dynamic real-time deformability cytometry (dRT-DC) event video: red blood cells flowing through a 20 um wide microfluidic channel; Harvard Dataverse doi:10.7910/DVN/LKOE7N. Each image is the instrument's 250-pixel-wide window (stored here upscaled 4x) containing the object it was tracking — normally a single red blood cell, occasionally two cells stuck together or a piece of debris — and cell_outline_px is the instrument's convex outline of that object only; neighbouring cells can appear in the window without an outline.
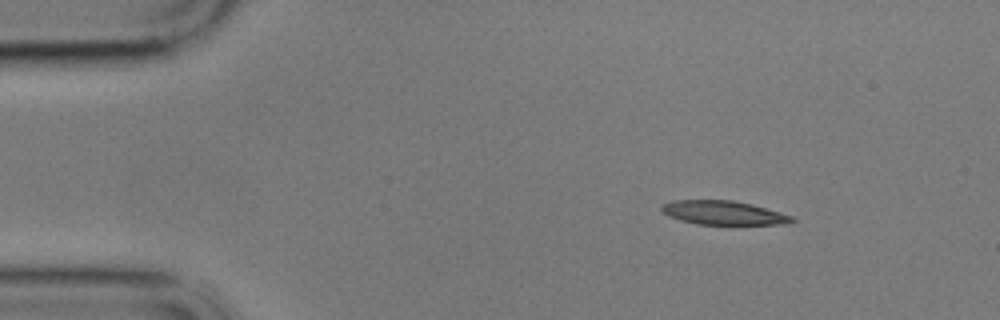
{"species": "common noctule bat (a hibernating species)", "species_latin": "Nyctalus noctula", "temperature_condition": "cold", "stored_images_in_passage": 4, "camera_frame_rate_fps": 3000, "um_per_image_px": 0.085, "animal": {"sex": "male", "body_mass_g": 17.9}, "frame": {"image": 1, "passage_image": 2, "time_ms": 1.333, "image_size_px": [1000, 320], "cell_outline_px": [[796, 220], [784, 224], [696, 224], [680, 220], [668, 216], [660, 208], [660, 204], [672, 200], [732, 200], [752, 204], [792, 216]], "centroid_in_image_um": [61.43, 18.08], "position_along_channel_um": 23.6, "area_um2": 18.09}}
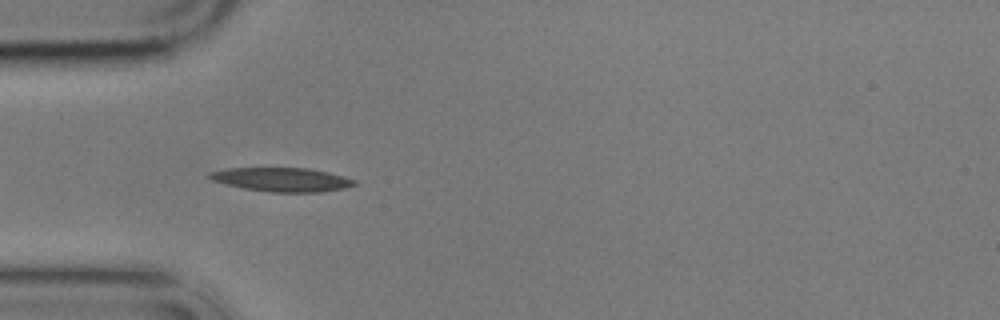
{"frame": {"image": 2, "passage_image": 4, "time_ms": 4.333, "image_size_px": [1000, 320], "cell_outline_px": [[356, 184], [344, 188], [320, 192], [272, 192], [244, 188], [212, 180], [208, 176], [208, 172], [228, 168], [308, 168], [328, 172], [356, 180]], "centroid_in_image_um": [23.96, 15.26], "position_along_channel_um": 61.0, "area_um2": 19.94}}